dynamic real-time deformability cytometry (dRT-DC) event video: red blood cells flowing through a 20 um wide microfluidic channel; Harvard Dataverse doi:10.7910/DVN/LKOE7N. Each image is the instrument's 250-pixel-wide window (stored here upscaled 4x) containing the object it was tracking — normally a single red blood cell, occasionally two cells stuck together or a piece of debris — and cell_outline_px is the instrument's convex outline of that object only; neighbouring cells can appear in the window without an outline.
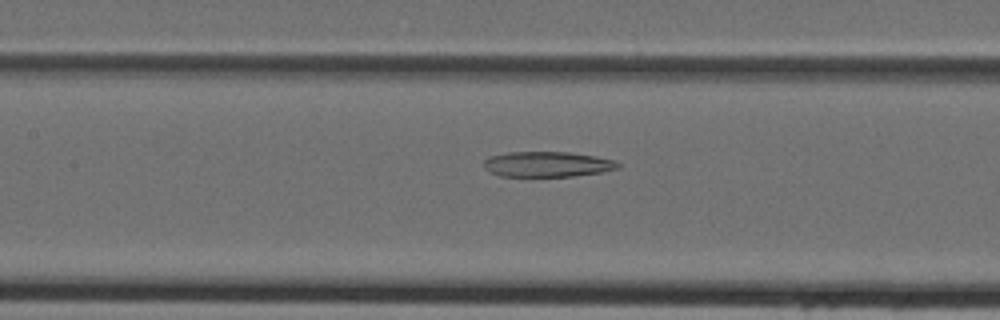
{"species": "Egyptian fruit bat (a non-hibernating species)", "species_latin": "Rousettus aegyptiacus", "temperature_condition": "cold", "stored_images_in_passage": 12, "camera_frame_rate_fps": 3000, "um_per_image_px": 0.085, "animal": {"sex": "female"}, "frame": {"image": 1, "passage_image": 10, "time_ms": 3.0, "image_size_px": [1000, 320], "cell_outline_px": [[620, 168], [600, 172], [572, 176], [500, 176], [484, 168], [484, 160], [488, 156], [508, 152], [568, 152], [596, 156], [616, 160], [620, 164]], "centroid_in_image_um": [46.53, 13.95], "position_along_channel_um": 160.9, "area_um2": 19.83}}